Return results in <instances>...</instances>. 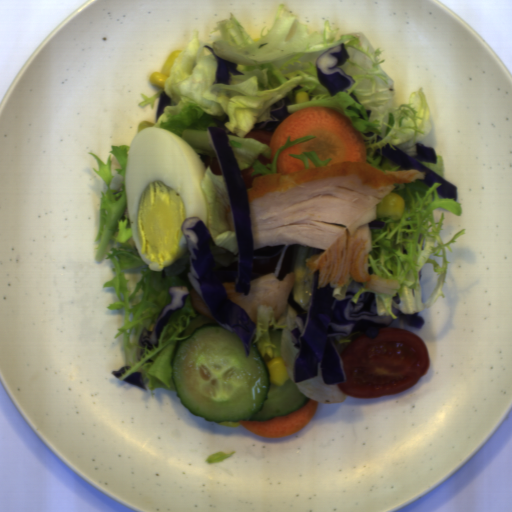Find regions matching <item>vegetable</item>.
I'll use <instances>...</instances> for the list:
<instances>
[{
	"label": "vegetable",
	"instance_id": "vegetable-9",
	"mask_svg": "<svg viewBox=\"0 0 512 512\" xmlns=\"http://www.w3.org/2000/svg\"><path fill=\"white\" fill-rule=\"evenodd\" d=\"M420 162L445 179V167L442 155H436V163L425 161Z\"/></svg>",
	"mask_w": 512,
	"mask_h": 512
},
{
	"label": "vegetable",
	"instance_id": "vegetable-11",
	"mask_svg": "<svg viewBox=\"0 0 512 512\" xmlns=\"http://www.w3.org/2000/svg\"><path fill=\"white\" fill-rule=\"evenodd\" d=\"M140 97H143L144 100L138 103L139 107L145 108L147 105H151L150 108L153 109L156 99L161 98V93H154L150 98H148L146 94L140 93Z\"/></svg>",
	"mask_w": 512,
	"mask_h": 512
},
{
	"label": "vegetable",
	"instance_id": "vegetable-12",
	"mask_svg": "<svg viewBox=\"0 0 512 512\" xmlns=\"http://www.w3.org/2000/svg\"><path fill=\"white\" fill-rule=\"evenodd\" d=\"M353 280L354 279L351 277L348 285L341 287V288H335L332 292V297L336 298L337 300L345 299L348 288L352 284Z\"/></svg>",
	"mask_w": 512,
	"mask_h": 512
},
{
	"label": "vegetable",
	"instance_id": "vegetable-2",
	"mask_svg": "<svg viewBox=\"0 0 512 512\" xmlns=\"http://www.w3.org/2000/svg\"><path fill=\"white\" fill-rule=\"evenodd\" d=\"M129 146L111 145L106 163L91 151L88 152L98 165L97 169L92 167L93 171L106 186L105 192L101 191L99 203L95 259L99 262L111 259L113 264L111 272L115 275L106 281L103 287H113L117 301L108 304L106 308L111 311L123 308V325L117 329L119 332L115 334L114 339L122 335L126 366L130 368L125 370L119 380L124 381L128 375L142 372L143 382H149L148 390L162 388L176 391L172 380L176 343L188 338L180 335L191 320L201 314L194 308L191 295L186 296L183 308L173 312L160 334L157 347L153 346L150 350L147 347L142 348L139 346V336L144 328L153 331L157 317L172 298L168 292L169 287L184 285L189 292L195 288L188 276L190 251L162 271H152L143 262L131 232L127 211L126 177ZM113 154L121 165V168L115 171L123 177L122 190H111L109 187L114 176L111 174L110 161ZM142 266V280L137 283L132 295H129V288L126 286L128 280H125L123 270ZM139 289L144 291L140 302L129 308L130 301Z\"/></svg>",
	"mask_w": 512,
	"mask_h": 512
},
{
	"label": "vegetable",
	"instance_id": "vegetable-7",
	"mask_svg": "<svg viewBox=\"0 0 512 512\" xmlns=\"http://www.w3.org/2000/svg\"><path fill=\"white\" fill-rule=\"evenodd\" d=\"M298 389L310 399L322 403H341L346 400L347 394H344L339 383L335 385H325L321 375H316L301 382H295Z\"/></svg>",
	"mask_w": 512,
	"mask_h": 512
},
{
	"label": "vegetable",
	"instance_id": "vegetable-8",
	"mask_svg": "<svg viewBox=\"0 0 512 512\" xmlns=\"http://www.w3.org/2000/svg\"><path fill=\"white\" fill-rule=\"evenodd\" d=\"M289 156H291L293 158L302 159L305 169H309V160H311L314 163L315 167L327 166V164L332 160V158H325V160L319 159L316 151H313V150L303 151V152H301V154H290L289 153Z\"/></svg>",
	"mask_w": 512,
	"mask_h": 512
},
{
	"label": "vegetable",
	"instance_id": "vegetable-1",
	"mask_svg": "<svg viewBox=\"0 0 512 512\" xmlns=\"http://www.w3.org/2000/svg\"><path fill=\"white\" fill-rule=\"evenodd\" d=\"M265 29L254 39L231 12L229 18L215 24L213 32L220 31V37L210 48L220 59L237 64L242 73L229 71V84L217 83L219 61L211 50L200 48L196 31L170 69L164 93L171 102L155 120V127L180 136L196 154L211 159L219 157L208 129L224 128L239 172L252 166L255 171L250 176L275 174L280 152L316 136L309 134L292 141L287 136L267 165L258 156L271 159V147L245 136L254 131L256 123L271 120V110L281 108L288 97L292 104L286 108L291 114L302 108L327 107L347 116L364 141L365 163L384 172L406 170L387 158L380 166L383 157L374 154L390 144L392 150L398 147L410 157L418 155L417 144H422L432 130L423 88L413 91L408 103L397 106L395 81L381 68L385 59H378L383 53L381 47L375 49L360 32L338 38L341 29L332 28L329 20L322 31L310 32L284 3L266 34ZM342 43L350 57L337 67L355 81L346 91L331 96L319 82L316 59ZM297 84L303 87L296 92L309 93L306 103H296L292 88ZM352 92L360 104L349 95Z\"/></svg>",
	"mask_w": 512,
	"mask_h": 512
},
{
	"label": "vegetable",
	"instance_id": "vegetable-13",
	"mask_svg": "<svg viewBox=\"0 0 512 512\" xmlns=\"http://www.w3.org/2000/svg\"><path fill=\"white\" fill-rule=\"evenodd\" d=\"M313 167H317V166H315L314 162L311 159H308V169L313 168Z\"/></svg>",
	"mask_w": 512,
	"mask_h": 512
},
{
	"label": "vegetable",
	"instance_id": "vegetable-6",
	"mask_svg": "<svg viewBox=\"0 0 512 512\" xmlns=\"http://www.w3.org/2000/svg\"><path fill=\"white\" fill-rule=\"evenodd\" d=\"M321 249L312 248L295 244L292 252L291 264L288 273H294L295 279L291 292L293 301L302 309L308 311L311 305L314 273L306 264V258L314 253H319ZM287 273V274H288Z\"/></svg>",
	"mask_w": 512,
	"mask_h": 512
},
{
	"label": "vegetable",
	"instance_id": "vegetable-3",
	"mask_svg": "<svg viewBox=\"0 0 512 512\" xmlns=\"http://www.w3.org/2000/svg\"><path fill=\"white\" fill-rule=\"evenodd\" d=\"M421 181L415 179L412 182L394 183L395 187L390 193H397L405 202L401 218L392 219L376 211L375 220L384 222V227L370 229L371 251L368 253L367 267H371L373 275L398 282L399 289L395 292L401 299L400 305H396L392 298L396 294L386 295L365 289L367 282H363L351 302L356 305L362 293H373L377 317L390 316L397 320L393 307L405 315L417 314L435 305L440 297L445 298L443 286L446 283L448 263L451 262L448 261L446 248L453 253L450 245L456 243L458 237L465 235L466 229L443 243L440 233L445 224V214L443 212L440 220L435 221L434 210L444 208L460 217L463 214L462 204L441 196L438 189L443 184L439 181L431 186ZM432 253L436 257H442L441 268L435 260L429 259ZM426 263H433L434 272L439 273L440 278L434 293L424 303L421 300L419 273Z\"/></svg>",
	"mask_w": 512,
	"mask_h": 512
},
{
	"label": "vegetable",
	"instance_id": "vegetable-10",
	"mask_svg": "<svg viewBox=\"0 0 512 512\" xmlns=\"http://www.w3.org/2000/svg\"><path fill=\"white\" fill-rule=\"evenodd\" d=\"M234 453H235L234 450L230 453H225L223 451H219L214 454H211L205 460H206L207 464L212 465V464H216V463H220V462L224 461L225 459L233 456Z\"/></svg>",
	"mask_w": 512,
	"mask_h": 512
},
{
	"label": "vegetable",
	"instance_id": "vegetable-5",
	"mask_svg": "<svg viewBox=\"0 0 512 512\" xmlns=\"http://www.w3.org/2000/svg\"><path fill=\"white\" fill-rule=\"evenodd\" d=\"M273 327V331L282 329L280 339L281 358L286 366L288 377L294 382V365L298 349L293 347L291 330L297 328V310L288 302L285 311L276 320L273 307L260 304L257 306V317L252 337L253 344L257 343V349L260 356L274 358L273 349H277V345L271 343L269 329Z\"/></svg>",
	"mask_w": 512,
	"mask_h": 512
},
{
	"label": "vegetable",
	"instance_id": "vegetable-4",
	"mask_svg": "<svg viewBox=\"0 0 512 512\" xmlns=\"http://www.w3.org/2000/svg\"><path fill=\"white\" fill-rule=\"evenodd\" d=\"M200 186L205 195L210 248L216 262L214 268L229 267L239 261L240 252L237 231L230 229L227 219V210L232 203L226 175H215L208 165Z\"/></svg>",
	"mask_w": 512,
	"mask_h": 512
}]
</instances>
